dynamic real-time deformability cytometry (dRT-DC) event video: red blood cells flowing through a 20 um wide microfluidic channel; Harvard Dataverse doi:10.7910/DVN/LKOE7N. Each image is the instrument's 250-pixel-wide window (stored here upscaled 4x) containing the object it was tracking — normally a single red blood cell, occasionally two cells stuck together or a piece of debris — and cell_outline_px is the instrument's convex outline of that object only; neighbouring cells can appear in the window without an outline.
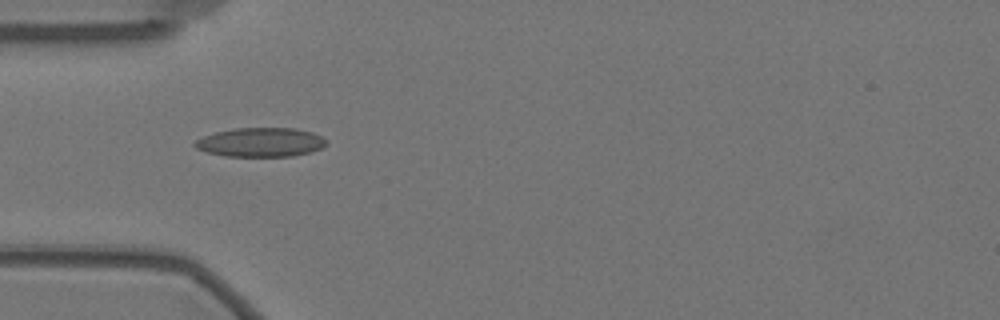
{"species": "Egyptian fruit bat (a non-hibernating species)", "species_latin": "Rousettus aegyptiacus", "temperature_condition": "warm", "stored_images_in_passage": 40, "camera_frame_rate_fps": 3000, "um_per_image_px": 0.085, "animal": {"sex": "female"}, "frame": {"image": 1, "passage_image": 1, "time_ms": 0.0, "image_size_px": [1000, 320], "cell_outline_px": [[328, 144], [320, 148], [308, 152], [292, 156], [224, 156], [208, 152], [196, 148], [192, 144], [196, 140], [204, 136], [216, 132], [232, 128], [296, 128], [312, 132], [320, 136]], "centroid_in_image_um": [22.13, 12.08], "position_along_channel_um": 62.9, "area_um2": 22.14}}
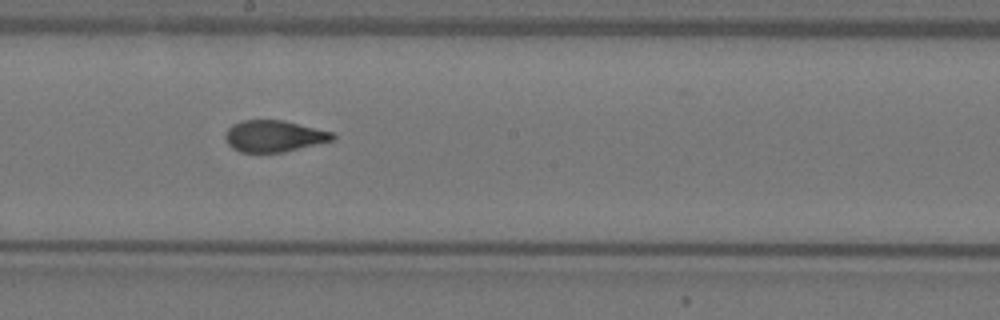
{"frame": {"image": 2, "passage_image": 15, "time_ms": 4.667, "image_size_px": [1000, 320], "cell_outline_px": [[336, 136], [332, 140], [284, 152], [240, 152], [232, 148], [228, 144], [224, 136], [228, 128], [232, 124], [244, 120], [284, 120], [332, 132]], "centroid_in_image_um": [23.25, 11.56], "position_along_channel_um": 224.9, "area_um2": 19.59}}
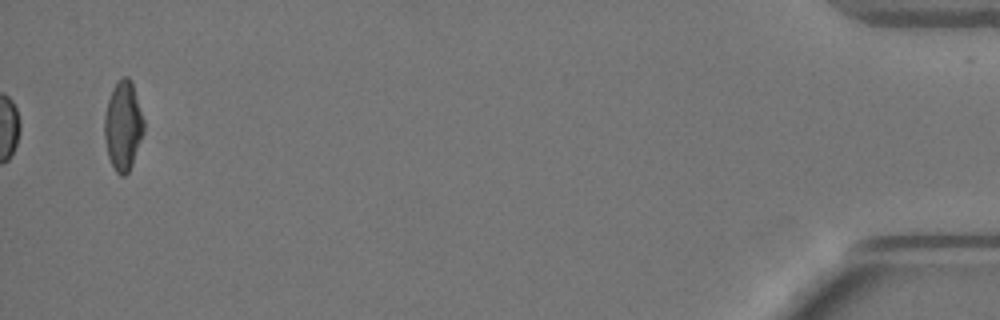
{"frame": {"image": 3, "passage_image": 40, "time_ms": 13.0, "image_size_px": [1000, 320], "cell_outline_px": [[144, 132], [132, 164], [128, 172], [124, 176], [120, 176], [116, 172], [108, 156], [104, 136], [104, 116], [108, 100], [112, 88], [124, 76], [128, 76], [132, 80], [144, 120]], "centroid_in_image_um": [10.47, 10.68], "position_along_channel_um": 424.7, "area_um2": 20.46}, "authors_computed_cell_mechanics": {"area_um2": 20.2878, "velocity_mm_per_s": 3.4739, "shape_relaxation_time_tau1_ms": 6.6213, "shape_relaxation_time_tau2_ms": 1.0167, "deformation_change_tau1": 0.1934, "deformation_change_tau2": 0.0649}}